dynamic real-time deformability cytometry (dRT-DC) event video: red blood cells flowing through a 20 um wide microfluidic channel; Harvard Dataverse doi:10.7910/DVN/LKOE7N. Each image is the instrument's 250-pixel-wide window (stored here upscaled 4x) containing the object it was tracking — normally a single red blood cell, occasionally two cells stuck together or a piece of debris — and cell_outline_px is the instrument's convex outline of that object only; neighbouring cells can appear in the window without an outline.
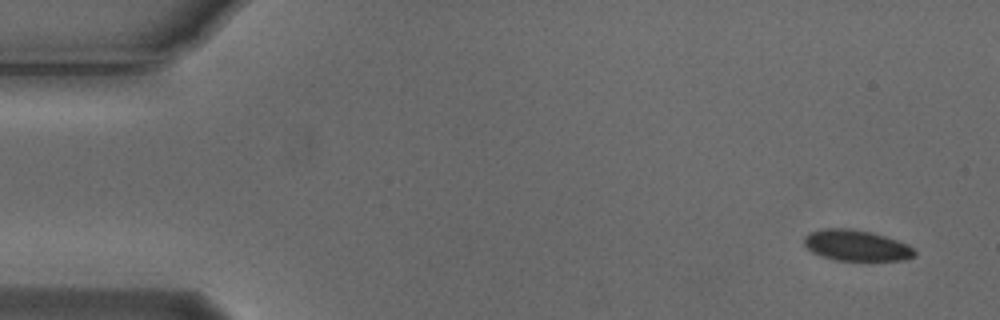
{"species": "Egyptian fruit bat (a non-hibernating species)", "species_latin": "Rousettus aegyptiacus", "temperature_condition": "cold", "stored_images_in_passage": 6, "camera_frame_rate_fps": 3000, "um_per_image_px": 0.085, "animal": {"sex": "male"}, "frame": {"image": 1, "passage_image": 1, "time_ms": 0.0, "image_size_px": [1000, 320], "cell_outline_px": [[916, 256], [904, 260], [836, 260], [820, 256], [812, 252], [804, 244], [804, 236], [808, 232], [820, 228], [852, 228], [872, 232], [908, 244], [916, 252]], "centroid_in_image_um": [72.76, 20.85], "position_along_channel_um": 12.2, "area_um2": 20.06}}
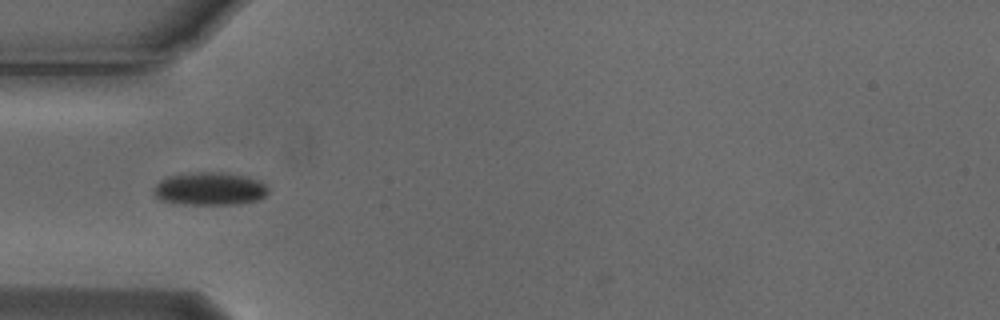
{"frame": {"image": 2, "passage_image": 5, "time_ms": 1.333, "image_size_px": [1000, 320], "cell_outline_px": [[268, 192], [260, 200], [240, 204], [180, 204], [160, 200], [156, 196], [152, 188], [160, 180], [168, 176], [196, 172], [220, 172], [248, 176], [264, 184], [268, 188]], "centroid_in_image_um": [17.82, 16.05], "position_along_channel_um": 67.2, "area_um2": 22.08}}
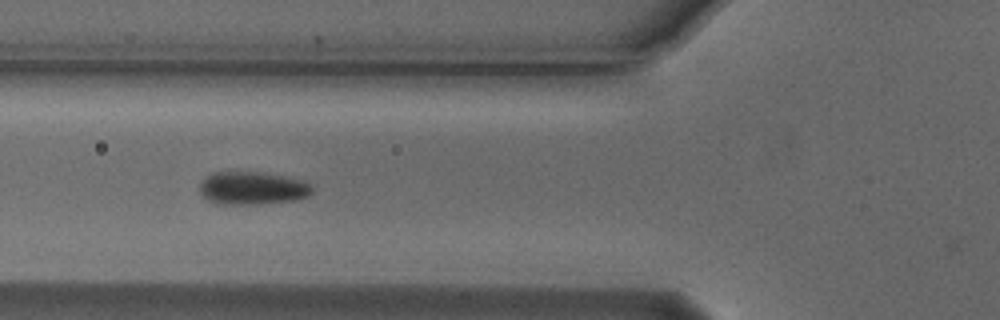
{"frame": {"image": 3, "passage_image": 6, "time_ms": 1.667, "image_size_px": [1000, 320], "cell_outline_px": [[312, 192], [308, 196], [296, 200], [260, 204], [216, 204], [208, 200], [200, 192], [200, 184], [212, 172], [256, 172], [304, 180], [312, 188]], "centroid_in_image_um": [21.45, 16.01], "position_along_channel_um": 104.4, "area_um2": 21.39}}